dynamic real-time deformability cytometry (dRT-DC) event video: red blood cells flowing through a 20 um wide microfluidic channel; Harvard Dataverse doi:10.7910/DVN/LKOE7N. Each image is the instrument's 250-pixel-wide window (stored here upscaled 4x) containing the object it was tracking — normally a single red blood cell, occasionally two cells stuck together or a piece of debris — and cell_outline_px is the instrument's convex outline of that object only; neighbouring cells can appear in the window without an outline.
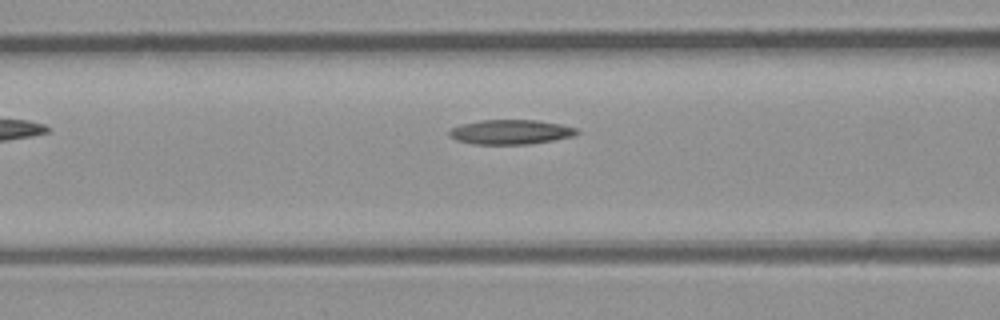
{"species": "common noctule bat (a hibernating species)", "species_latin": "Nyctalus noctula", "temperature_condition": "room temperature", "stored_images_in_passage": 7, "camera_frame_rate_fps": 3000, "um_per_image_px": 0.085, "animal": {"sex": "male", "body_mass_g": 23.1, "forearm_length_mm": 52.7}, "frame": {"image": 1, "passage_image": 7, "time_ms": 7.667, "image_size_px": [1000, 320], "cell_outline_px": [[580, 132], [572, 136], [552, 140], [528, 144], [472, 144], [456, 140], [448, 136], [448, 132], [452, 128], [460, 124], [480, 120], [536, 120], [560, 124], [576, 128]], "centroid_in_image_um": [43.35, 11.22], "position_along_channel_um": 123.2, "area_um2": 18.26}}